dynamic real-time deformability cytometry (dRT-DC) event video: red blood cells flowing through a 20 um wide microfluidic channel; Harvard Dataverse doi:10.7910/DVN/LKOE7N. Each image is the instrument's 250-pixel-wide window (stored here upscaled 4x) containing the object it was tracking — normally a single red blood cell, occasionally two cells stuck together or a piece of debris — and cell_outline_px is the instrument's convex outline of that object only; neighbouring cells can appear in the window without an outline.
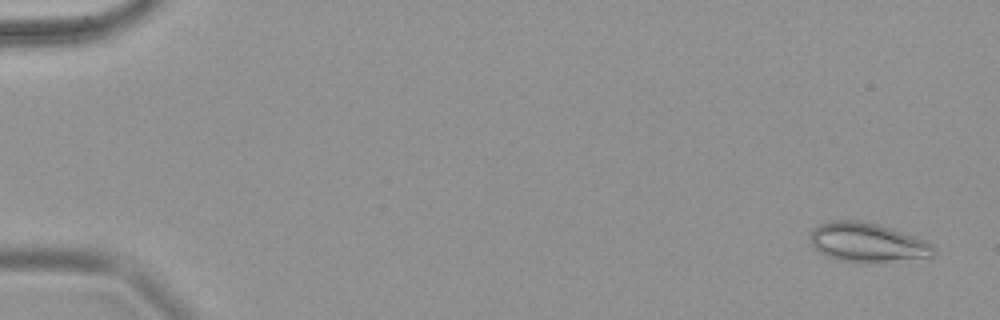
{"species": "common noctule bat (a hibernating species)", "species_latin": "Nyctalus noctula", "temperature_condition": "warm", "stored_images_in_passage": 7, "camera_frame_rate_fps": 3000, "um_per_image_px": 0.085, "animal": {"sex": "female", "body_mass_g": 18.4}, "frame": {"image": 1, "passage_image": 2, "time_ms": 0.333, "image_size_px": [1000, 320], "cell_outline_px": [[936, 252], [932, 256], [888, 260], [840, 260], [828, 256], [820, 252], [812, 244], [808, 236], [812, 228], [820, 224], [832, 220], [860, 220], [876, 224], [928, 240], [936, 248]], "centroid_in_image_um": [73.7, 20.55], "position_along_channel_um": 11.3, "area_um2": 27.4}}